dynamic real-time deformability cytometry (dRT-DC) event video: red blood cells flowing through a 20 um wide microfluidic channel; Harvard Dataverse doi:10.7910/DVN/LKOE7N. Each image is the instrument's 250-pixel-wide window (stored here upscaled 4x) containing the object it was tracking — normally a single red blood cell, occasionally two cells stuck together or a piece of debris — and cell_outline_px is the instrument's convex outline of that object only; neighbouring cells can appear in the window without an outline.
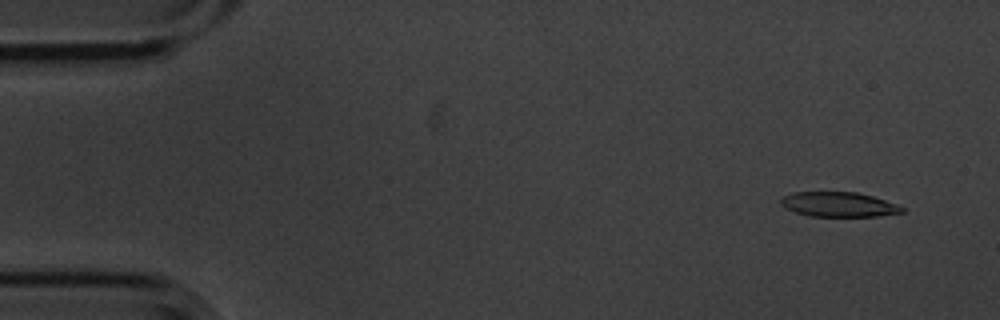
{"species": "common noctule bat (a hibernating species)", "species_latin": "Nyctalus noctula", "temperature_condition": "cold", "stored_images_in_passage": 5, "camera_frame_rate_fps": 3000, "um_per_image_px": 0.085, "animal": {"sex": "male", "body_mass_g": 20.1, "forearm_length_mm": 53.5}, "frame": {"image": 1, "passage_image": 1, "time_ms": 0.0, "image_size_px": [1000, 320], "cell_outline_px": [[904, 212], [876, 216], [808, 216], [796, 212], [780, 204], [780, 196], [792, 192], [856, 192], [872, 196], [896, 204], [904, 208]], "centroid_in_image_um": [71.24, 17.37], "position_along_channel_um": 13.8, "area_um2": 17.4}}
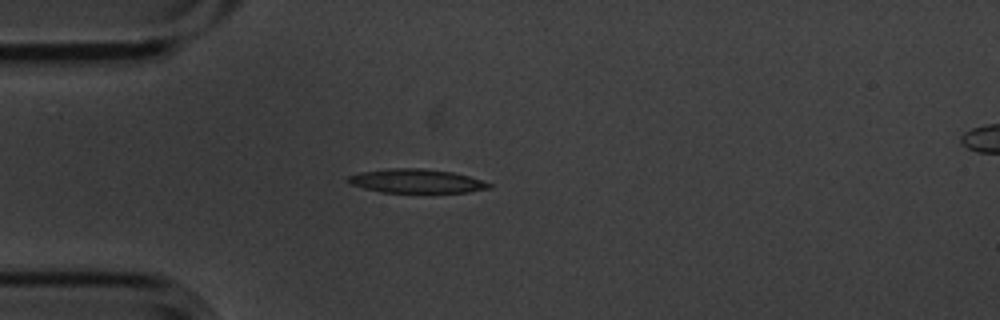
{"frame": {"image": 2, "passage_image": 4, "time_ms": 1.0, "image_size_px": [1000, 320], "cell_outline_px": [[492, 188], [468, 192], [380, 192], [364, 188], [352, 184], [344, 180], [348, 176], [360, 172], [388, 168], [420, 168], [452, 172], [468, 176], [492, 184]], "centroid_in_image_um": [35.37, 15.38], "position_along_channel_um": 49.6, "area_um2": 19.54}}